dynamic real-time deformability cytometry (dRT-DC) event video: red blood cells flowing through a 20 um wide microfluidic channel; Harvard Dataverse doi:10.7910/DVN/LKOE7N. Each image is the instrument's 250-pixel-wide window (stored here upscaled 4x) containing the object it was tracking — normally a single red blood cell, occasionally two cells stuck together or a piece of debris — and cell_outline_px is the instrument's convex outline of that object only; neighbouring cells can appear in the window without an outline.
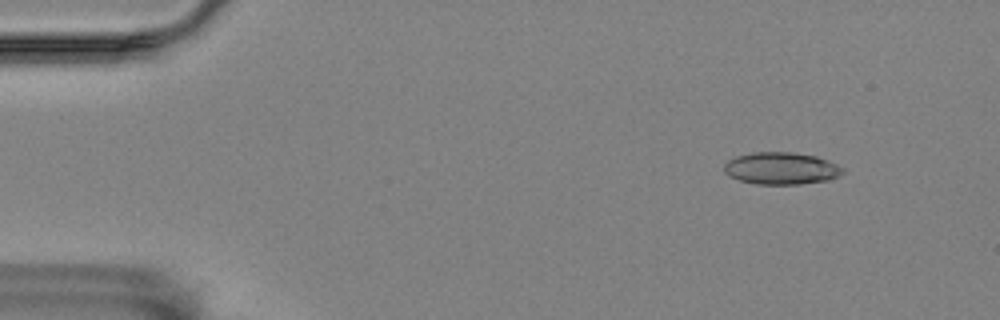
{"species": "Egyptian fruit bat (a non-hibernating species)", "species_latin": "Rousettus aegyptiacus", "temperature_condition": "room temperature", "stored_images_in_passage": 56, "camera_frame_rate_fps": 3000, "um_per_image_px": 0.085, "animal": {"sex": "female"}, "frame": {"image": 1, "passage_image": 6, "time_ms": 1.667, "image_size_px": [1000, 320], "cell_outline_px": [[844, 172], [840, 176], [828, 180], [800, 184], [756, 184], [740, 180], [728, 176], [724, 172], [724, 164], [728, 160], [736, 156], [752, 152], [792, 152], [816, 156], [828, 160], [844, 168]], "centroid_in_image_um": [66.4, 14.31], "position_along_channel_um": 18.6, "area_um2": 22.37}}
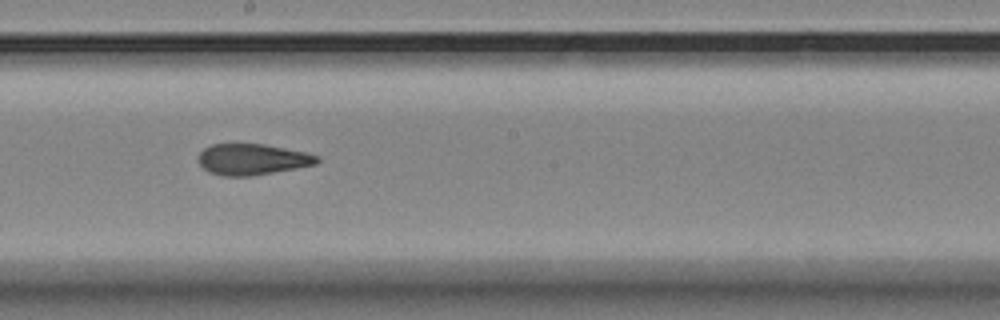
{"frame": {"image": 2, "passage_image": 31, "time_ms": 10.0, "image_size_px": [1000, 320], "cell_outline_px": [[320, 160], [316, 164], [296, 168], [252, 176], [224, 176], [208, 172], [196, 160], [200, 152], [204, 148], [212, 144], [264, 144], [304, 152], [320, 156]], "centroid_in_image_um": [21.42, 13.55], "position_along_channel_um": 226.8, "area_um2": 21.5}}
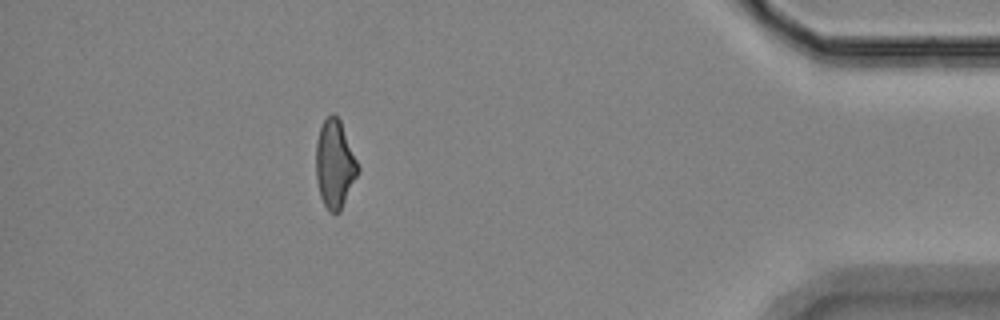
{"frame": {"image": 3, "passage_image": 50, "time_ms": 16.333, "image_size_px": [1000, 320], "cell_outline_px": [[360, 172], [340, 212], [328, 212], [320, 196], [316, 180], [316, 140], [320, 128], [324, 120], [332, 112], [340, 120], [360, 168]], "centroid_in_image_um": [28.46, 13.98], "position_along_channel_um": 406.7, "area_um2": 21.68}, "authors_computed_cell_mechanics": {"area_um2": 21.7328, "velocity_mm_per_s": 3.5773, "shape_relaxation_time_tau1_ms": null, "shape_relaxation_time_tau2_ms": 2.9412, "deformation_change_tau1": null, "deformation_change_tau2": 0.1109}}